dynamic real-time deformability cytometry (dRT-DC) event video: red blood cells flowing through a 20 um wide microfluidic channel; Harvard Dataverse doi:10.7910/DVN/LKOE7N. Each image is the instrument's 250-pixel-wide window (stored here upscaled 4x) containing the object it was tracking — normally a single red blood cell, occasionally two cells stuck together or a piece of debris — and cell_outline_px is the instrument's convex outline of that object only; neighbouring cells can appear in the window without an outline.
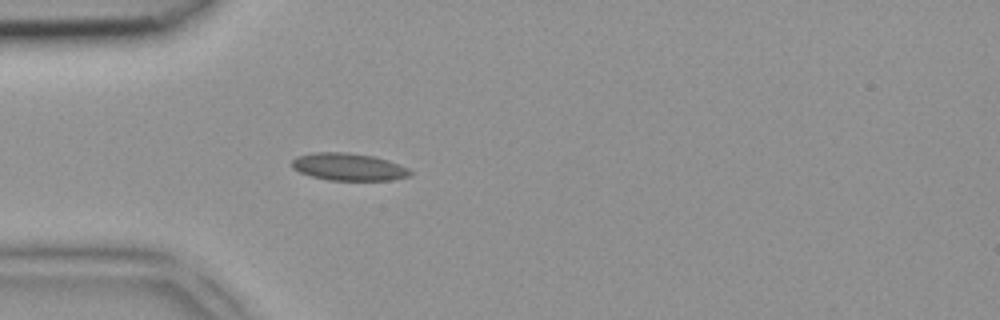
{"species": "common noctule bat (a hibernating species)", "species_latin": "Nyctalus noctula", "temperature_condition": "room temperature", "stored_images_in_passage": 4, "camera_frame_rate_fps": 3000, "um_per_image_px": 0.085, "animal": {"sex": "female", "body_mass_g": 18.4}, "frame": {"image": 1, "passage_image": 4, "time_ms": 1.0, "image_size_px": [1000, 320], "cell_outline_px": [[412, 176], [392, 180], [328, 180], [312, 176], [300, 172], [292, 168], [292, 160], [296, 156], [312, 152], [348, 152], [372, 156], [388, 160], [408, 168], [412, 172]], "centroid_in_image_um": [29.63, 14.18], "position_along_channel_um": 55.4, "area_um2": 18.96}}